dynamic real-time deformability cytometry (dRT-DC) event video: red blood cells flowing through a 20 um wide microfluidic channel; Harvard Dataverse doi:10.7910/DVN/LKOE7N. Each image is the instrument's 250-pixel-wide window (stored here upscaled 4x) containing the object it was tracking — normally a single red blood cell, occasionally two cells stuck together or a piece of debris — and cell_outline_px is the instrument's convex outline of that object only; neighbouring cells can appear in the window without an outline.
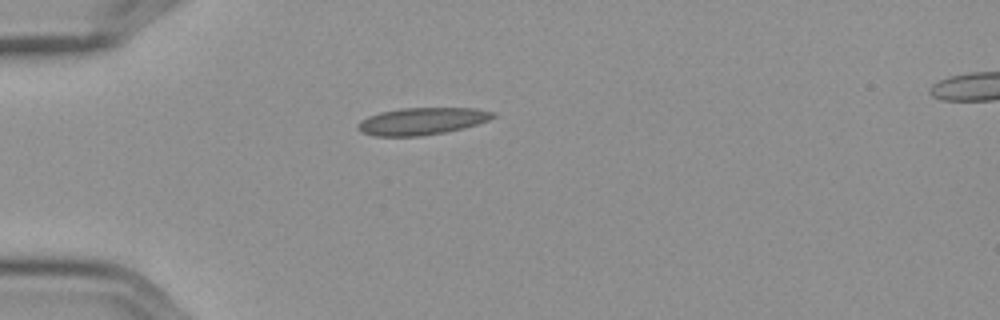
{"species": "Egyptian fruit bat (a non-hibernating species)", "species_latin": "Rousettus aegyptiacus", "temperature_condition": "cold", "stored_images_in_passage": 2, "camera_frame_rate_fps": 3000, "um_per_image_px": 0.085, "frame": {"image": 1, "passage_image": 1, "time_ms": 0.0, "image_size_px": [1000, 320], "cell_outline_px": [[496, 116], [488, 120], [464, 128], [444, 132], [416, 136], [376, 136], [360, 132], [356, 128], [356, 124], [360, 120], [368, 116], [380, 112], [400, 108], [476, 108], [496, 112]], "centroid_in_image_um": [35.84, 10.29], "position_along_channel_um": 49.2, "area_um2": 21.44}}